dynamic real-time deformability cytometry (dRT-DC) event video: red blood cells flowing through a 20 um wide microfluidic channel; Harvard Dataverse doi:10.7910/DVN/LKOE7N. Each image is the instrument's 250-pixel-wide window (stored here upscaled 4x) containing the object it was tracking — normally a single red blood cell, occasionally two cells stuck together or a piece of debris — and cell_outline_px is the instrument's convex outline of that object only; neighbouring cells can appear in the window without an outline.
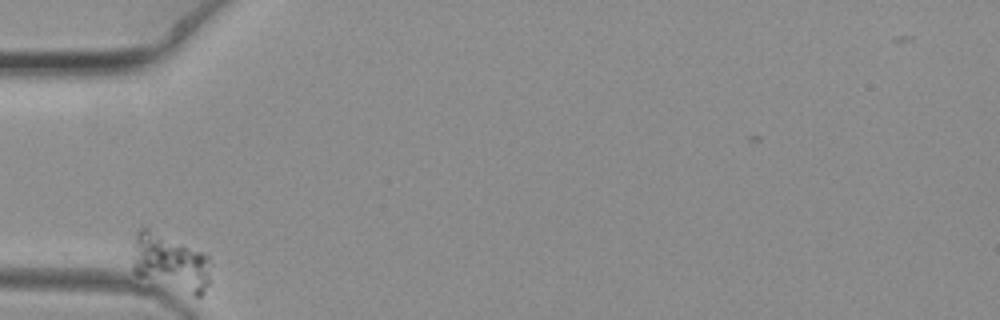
{"species": "common noctule bat (a hibernating species)", "species_latin": "Nyctalus noctula", "temperature_condition": "warm", "stored_images_in_passage": 9, "camera_frame_rate_fps": 3000, "um_per_image_px": 0.085, "animal": {"sex": "female", "body_mass_g": 19.3, "forearm_length_mm": 54.1}, "frame": {"image": 1, "passage_image": 1, "time_ms": 0.0, "image_size_px": [1000, 320], "cell_outline_px": [[212, 264], [208, 284], [204, 292], [200, 296], [192, 296], [136, 276], [132, 272], [132, 264], [136, 232], [140, 228], [148, 228], [204, 252], [208, 256]], "centroid_in_image_um": [14.49, 22.35], "position_along_channel_um": 70.5, "area_um2": 26.53}}
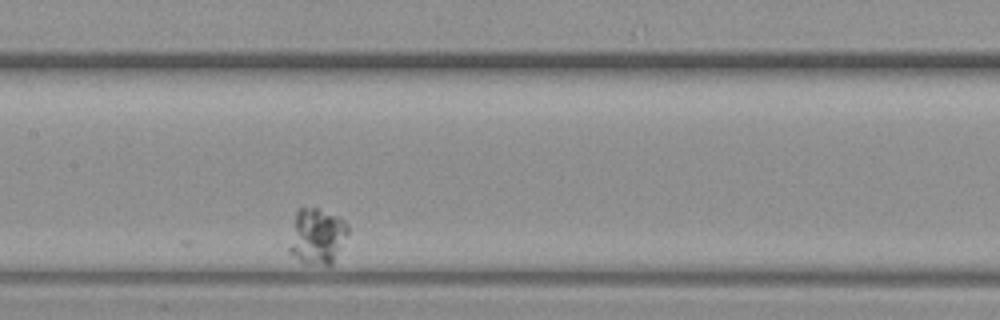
{"frame": {"image": 2, "passage_image": 6, "time_ms": 1.667, "image_size_px": [1000, 320], "cell_outline_px": [[348, 232], [332, 264], [324, 264], [300, 260], [288, 252], [288, 248], [296, 212], [300, 208], [316, 208], [340, 216], [348, 224]], "centroid_in_image_um": [26.95, 20.04], "position_along_channel_um": 180.4, "area_um2": 18.67}}
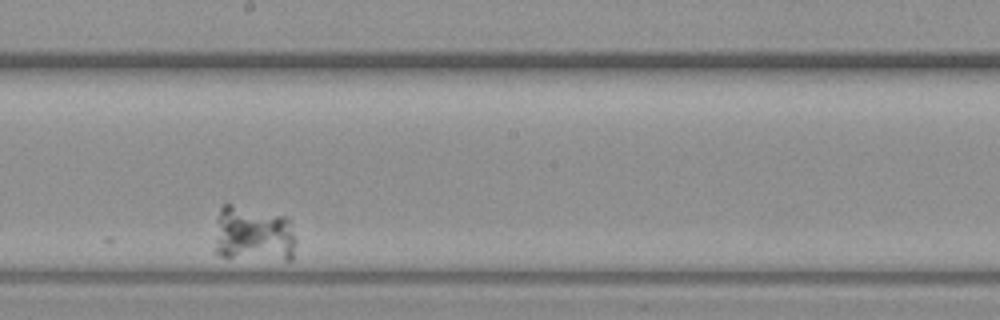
{"frame": {"image": 3, "passage_image": 8, "time_ms": 2.333, "image_size_px": [1000, 320], "cell_outline_px": [[296, 240], [292, 260], [284, 260], [220, 256], [216, 252], [216, 220], [220, 208], [224, 204], [232, 204], [288, 216], [292, 220]], "centroid_in_image_um": [21.59, 19.88], "position_along_channel_um": 226.6, "area_um2": 27.05}}